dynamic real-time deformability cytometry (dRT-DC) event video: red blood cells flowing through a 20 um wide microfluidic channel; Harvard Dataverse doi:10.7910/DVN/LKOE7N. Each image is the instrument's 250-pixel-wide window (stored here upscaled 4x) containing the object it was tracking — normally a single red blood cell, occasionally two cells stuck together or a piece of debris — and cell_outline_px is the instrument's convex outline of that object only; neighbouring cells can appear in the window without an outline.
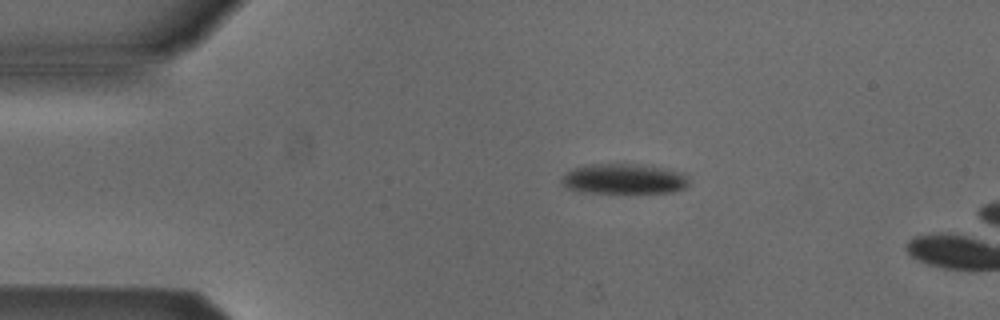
{"species": "Egyptian fruit bat (a non-hibernating species)", "species_latin": "Rousettus aegyptiacus", "temperature_condition": "cold", "stored_images_in_passage": 2, "camera_frame_rate_fps": 3000, "um_per_image_px": 0.085, "animal": {"sex": "male"}, "frame": {"image": 1, "passage_image": 1, "time_ms": 0.0, "image_size_px": [1000, 320], "cell_outline_px": [[688, 184], [684, 188], [672, 192], [588, 192], [568, 188], [560, 184], [560, 180], [572, 168], [592, 164], [640, 164], [664, 168], [684, 172], [688, 176]], "centroid_in_image_um": [53.06, 15.19], "position_along_channel_um": 31.9, "area_um2": 22.25}}